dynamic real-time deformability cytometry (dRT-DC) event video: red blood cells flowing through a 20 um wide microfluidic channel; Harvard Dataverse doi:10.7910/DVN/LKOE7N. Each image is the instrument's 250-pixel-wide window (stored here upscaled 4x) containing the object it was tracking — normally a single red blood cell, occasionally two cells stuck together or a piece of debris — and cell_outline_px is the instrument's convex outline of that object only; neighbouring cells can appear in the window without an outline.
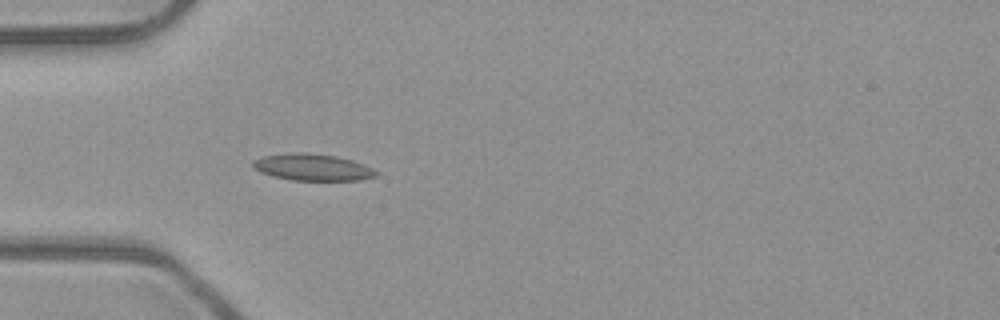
{"species": "common noctule bat (a hibernating species)", "species_latin": "Nyctalus noctula", "temperature_condition": "room temperature", "stored_images_in_passage": 6, "camera_frame_rate_fps": 3000, "um_per_image_px": 0.085, "animal": {"sex": "male", "body_mass_g": 23.1, "forearm_length_mm": 52.7}, "frame": {"image": 1, "passage_image": 6, "time_ms": 1.667, "image_size_px": [1000, 320], "cell_outline_px": [[380, 172], [376, 176], [360, 180], [292, 180], [272, 176], [260, 172], [252, 168], [252, 160], [264, 156], [296, 152], [308, 152], [336, 156], [352, 160], [372, 168]], "centroid_in_image_um": [26.55, 14.21], "position_along_channel_um": 58.5, "area_um2": 19.25}}